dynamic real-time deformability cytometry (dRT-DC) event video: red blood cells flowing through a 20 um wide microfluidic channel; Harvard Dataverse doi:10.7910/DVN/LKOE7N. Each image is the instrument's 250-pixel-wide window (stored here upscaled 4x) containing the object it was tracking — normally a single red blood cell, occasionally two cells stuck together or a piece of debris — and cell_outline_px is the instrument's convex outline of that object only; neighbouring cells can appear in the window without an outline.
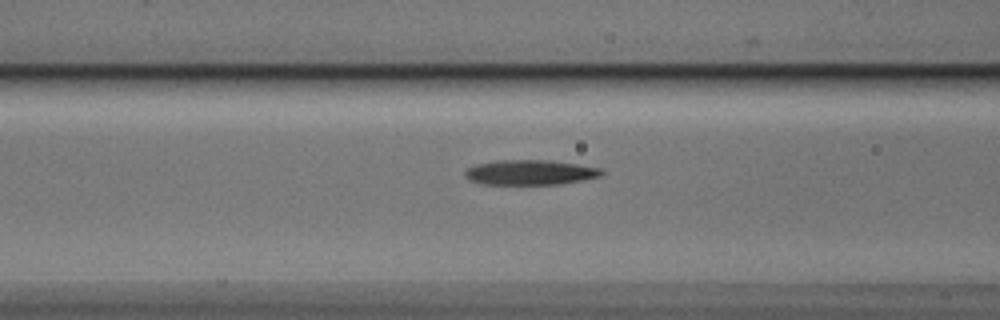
{"species": "Egyptian fruit bat (a non-hibernating species)", "species_latin": "Rousettus aegyptiacus", "temperature_condition": "cold", "stored_images_in_passage": 7, "camera_frame_rate_fps": 3000, "um_per_image_px": 0.085, "animal": {"sex": "male"}, "frame": {"image": 1, "passage_image": 7, "time_ms": 7.667, "image_size_px": [1000, 320], "cell_outline_px": [[604, 172], [600, 176], [580, 180], [556, 184], [484, 184], [472, 180], [464, 176], [464, 172], [468, 168], [476, 164], [496, 160], [548, 160], [576, 164], [600, 168]], "centroid_in_image_um": [45.03, 14.64], "position_along_channel_um": 121.6, "area_um2": 19.59}}